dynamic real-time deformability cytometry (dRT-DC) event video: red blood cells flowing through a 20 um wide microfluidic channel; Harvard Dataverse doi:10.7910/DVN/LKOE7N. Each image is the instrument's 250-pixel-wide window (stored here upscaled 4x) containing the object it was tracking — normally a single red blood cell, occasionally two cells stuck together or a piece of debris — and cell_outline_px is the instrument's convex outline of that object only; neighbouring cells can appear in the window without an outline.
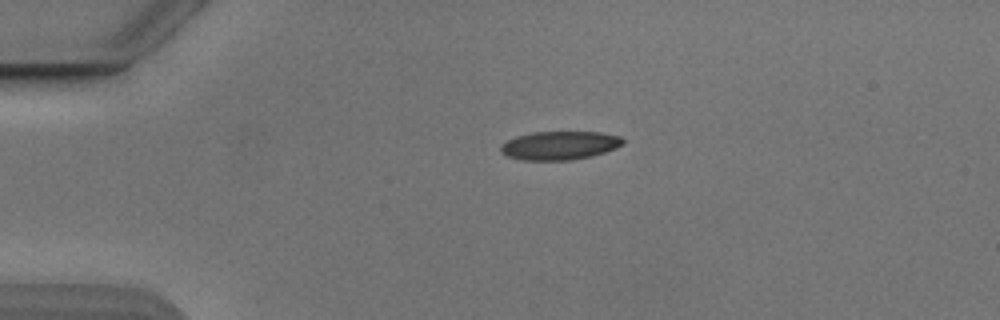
{"species": "Egyptian fruit bat (a non-hibernating species)", "species_latin": "Rousettus aegyptiacus", "temperature_condition": "cold", "stored_images_in_passage": 42, "camera_frame_rate_fps": 3000, "um_per_image_px": 0.085, "animal": {"sex": "male"}, "frame": {"image": 1, "passage_image": 1, "time_ms": 0.0, "image_size_px": [1000, 320], "cell_outline_px": [[624, 144], [616, 148], [592, 156], [572, 160], [520, 160], [508, 156], [500, 152], [500, 144], [516, 136], [532, 132], [600, 132], [620, 136], [624, 140]], "centroid_in_image_um": [47.56, 12.36], "position_along_channel_um": 37.4, "area_um2": 20.46}}
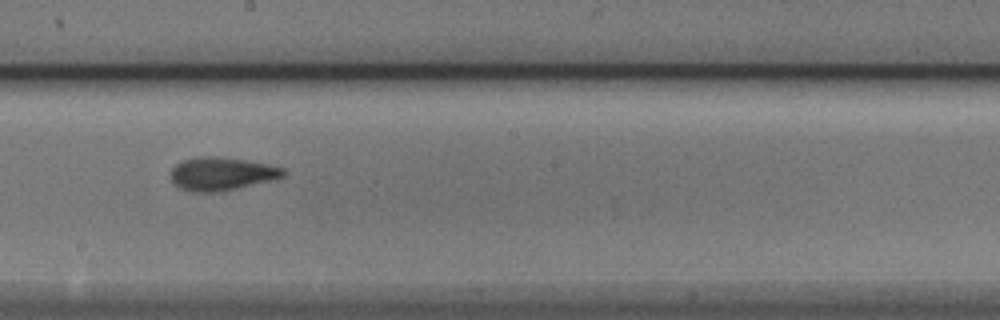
{"frame": {"image": 2, "passage_image": 19, "time_ms": 6.0, "image_size_px": [1000, 320], "cell_outline_px": [[284, 176], [276, 180], [220, 192], [188, 192], [180, 188], [172, 180], [172, 168], [176, 164], [184, 160], [200, 156], [216, 156], [264, 164], [284, 168]], "centroid_in_image_um": [18.84, 14.8], "position_along_channel_um": 229.4, "area_um2": 21.62}}
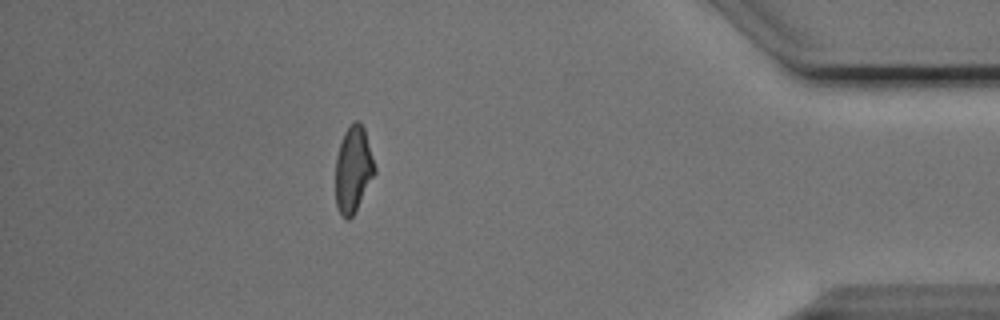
{"frame": {"image": 3, "passage_image": 36, "time_ms": 11.667, "image_size_px": [1000, 320], "cell_outline_px": [[376, 172], [352, 216], [348, 220], [344, 220], [336, 204], [336, 156], [344, 132], [356, 120], [360, 120], [364, 128], [376, 168]], "centroid_in_image_um": [30.02, 14.39], "position_along_channel_um": 405.2, "area_um2": 19.42}, "authors_computed_cell_mechanics": {"area_um2": 20.519, "velocity_mm_per_s": 3.8823, "shape_relaxation_time_tau1_ms": 3.6182, "shape_relaxation_time_tau2_ms": 2.0598, "deformation_change_tau1": 0.1264, "deformation_change_tau2": 0.0646}}